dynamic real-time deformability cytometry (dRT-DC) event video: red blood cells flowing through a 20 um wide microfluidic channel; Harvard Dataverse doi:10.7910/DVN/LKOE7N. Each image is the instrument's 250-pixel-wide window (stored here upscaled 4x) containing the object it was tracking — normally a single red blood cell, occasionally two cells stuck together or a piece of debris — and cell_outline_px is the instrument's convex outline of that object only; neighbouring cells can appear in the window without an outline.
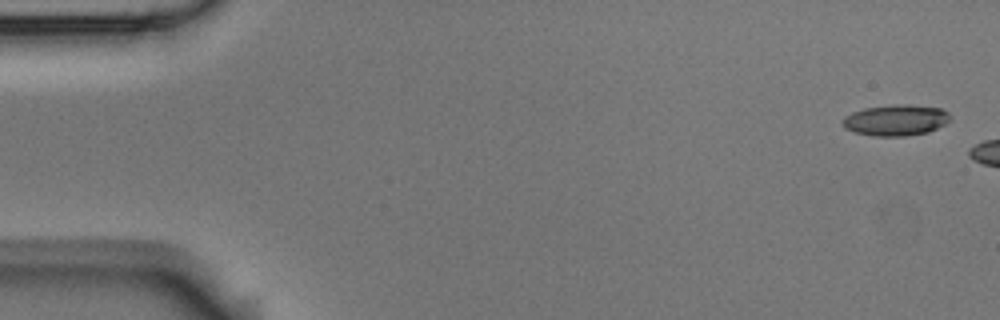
{"species": "Egyptian fruit bat (a non-hibernating species)", "species_latin": "Rousettus aegyptiacus", "temperature_condition": "room temperature", "stored_images_in_passage": 3, "camera_frame_rate_fps": 3000, "um_per_image_px": 0.085, "animal": {"sex": "male"}, "frame": {"image": 1, "passage_image": 1, "time_ms": 0.0, "image_size_px": [1000, 320], "cell_outline_px": [[948, 120], [944, 124], [928, 132], [904, 136], [872, 136], [856, 132], [844, 128], [840, 120], [844, 116], [852, 112], [864, 108], [892, 104], [904, 104], [940, 108], [948, 112]], "centroid_in_image_um": [76.07, 10.21], "position_along_channel_um": 8.9, "area_um2": 19.42}}